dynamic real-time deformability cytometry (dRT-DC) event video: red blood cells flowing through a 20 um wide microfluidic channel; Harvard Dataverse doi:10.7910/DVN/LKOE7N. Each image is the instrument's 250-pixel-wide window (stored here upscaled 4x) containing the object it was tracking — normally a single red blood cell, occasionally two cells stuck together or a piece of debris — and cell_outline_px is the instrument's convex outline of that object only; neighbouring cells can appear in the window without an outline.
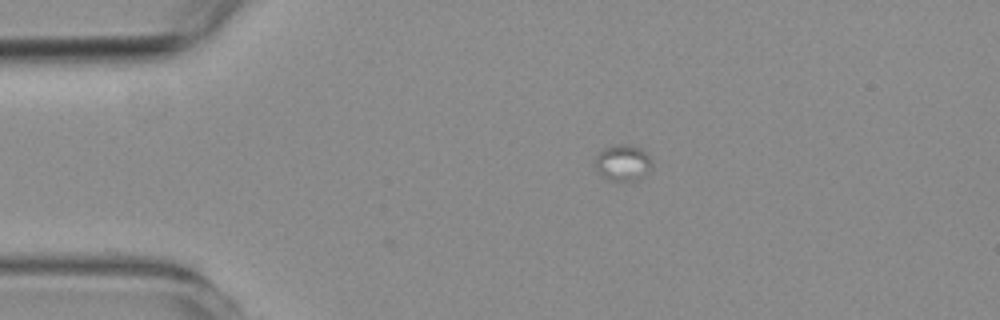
{"species": "common noctule bat (a hibernating species)", "species_latin": "Nyctalus noctula", "temperature_condition": "room temperature", "stored_images_in_passage": 9, "camera_frame_rate_fps": 3000, "um_per_image_px": 0.085, "animal": {"sex": "female", "body_mass_g": 19.3, "forearm_length_mm": 54.1}, "frame": {"image": 1, "passage_image": 1, "time_ms": 0.0, "image_size_px": [1000, 320], "cell_outline_px": [[652, 164], [644, 176], [640, 180], [608, 180], [596, 168], [596, 156], [604, 148], [620, 144], [628, 144], [640, 148], [648, 156]], "centroid_in_image_um": [52.95, 13.83], "position_along_channel_um": 32.0, "area_um2": 11.62}}